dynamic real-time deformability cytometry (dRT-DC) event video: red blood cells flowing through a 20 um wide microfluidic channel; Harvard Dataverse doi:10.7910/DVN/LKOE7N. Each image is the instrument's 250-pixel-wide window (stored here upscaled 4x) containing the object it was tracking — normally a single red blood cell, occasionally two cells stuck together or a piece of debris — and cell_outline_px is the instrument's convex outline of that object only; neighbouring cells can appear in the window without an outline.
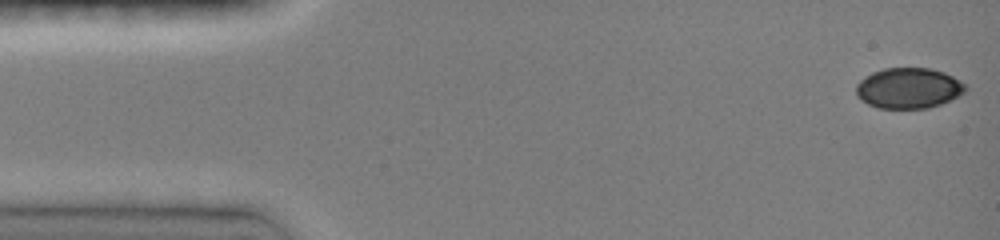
{"species": "common noctule bat (a hibernating species)", "species_latin": "Nyctalus noctula", "temperature_condition": "room temperature", "stored_images_in_passage": 42, "camera_frame_rate_fps": 3000, "um_per_image_px": 0.085, "animal": {"sex": "female", "body_mass_g": 19.0, "forearm_length_mm": 51.5}, "frame": {"image": 1, "passage_image": 1, "time_ms": 0.0, "image_size_px": [1000, 240], "cell_outline_px": [[968, 88], [964, 92], [940, 104], [928, 108], [880, 108], [868, 104], [856, 96], [856, 84], [864, 76], [872, 72], [884, 68], [932, 68], [944, 72], [960, 80]], "centroid_in_image_um": [77.2, 7.48], "position_along_channel_um": 7.8, "area_um2": 25.84}}
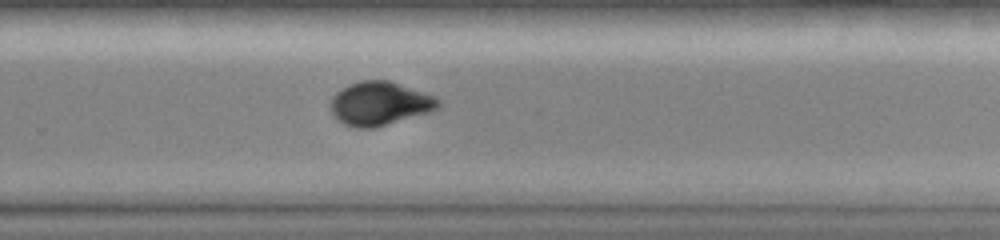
{"frame": {"image": 2, "passage_image": 31, "time_ms": 10.0, "image_size_px": [1000, 240], "cell_outline_px": [[440, 108], [432, 112], [372, 128], [356, 128], [344, 124], [336, 120], [332, 116], [332, 96], [340, 88], [364, 80], [388, 80], [436, 96], [440, 100]], "centroid_in_image_um": [32.3, 8.81], "position_along_channel_um": 297.5, "area_um2": 27.46}}
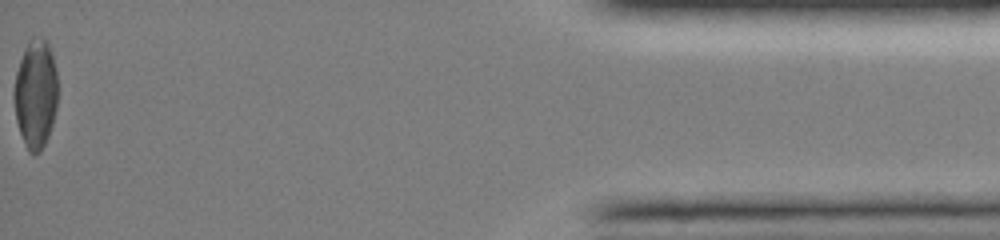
{"frame": {"image": 3, "passage_image": 42, "time_ms": 15.333, "image_size_px": [1000, 240], "cell_outline_px": [[56, 108], [52, 124], [48, 136], [40, 152], [36, 156], [32, 156], [28, 152], [20, 132], [16, 120], [12, 96], [12, 92], [16, 72], [24, 48], [28, 40], [32, 36], [44, 36], [48, 40], [52, 52], [56, 68]], "centroid_in_image_um": [3.0, 7.94], "position_along_channel_um": 432.2, "area_um2": 28.32}, "authors_computed_cell_mechanics": {"area_um2": 27.455, "velocity_mm_per_s": 4.0743, "shape_relaxation_time_tau1_ms": 4.2354, "shape_relaxation_time_tau2_ms": 4.1733, "deformation_change_tau1": 0.1303, "deformation_change_tau2": 0.0576}}